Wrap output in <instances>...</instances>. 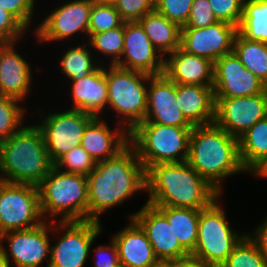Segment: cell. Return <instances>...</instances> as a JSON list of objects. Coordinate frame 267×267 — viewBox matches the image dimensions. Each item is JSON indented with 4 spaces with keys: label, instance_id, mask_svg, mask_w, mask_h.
<instances>
[{
    "label": "cell",
    "instance_id": "50",
    "mask_svg": "<svg viewBox=\"0 0 267 267\" xmlns=\"http://www.w3.org/2000/svg\"><path fill=\"white\" fill-rule=\"evenodd\" d=\"M7 43L0 41V50L6 45Z\"/></svg>",
    "mask_w": 267,
    "mask_h": 267
},
{
    "label": "cell",
    "instance_id": "12",
    "mask_svg": "<svg viewBox=\"0 0 267 267\" xmlns=\"http://www.w3.org/2000/svg\"><path fill=\"white\" fill-rule=\"evenodd\" d=\"M52 230V222L45 220L35 227L16 231H9L0 235V250L5 257L15 264V267H40L42 262H50L49 231ZM3 240H7L9 250L3 246ZM10 251V252H9Z\"/></svg>",
    "mask_w": 267,
    "mask_h": 267
},
{
    "label": "cell",
    "instance_id": "48",
    "mask_svg": "<svg viewBox=\"0 0 267 267\" xmlns=\"http://www.w3.org/2000/svg\"><path fill=\"white\" fill-rule=\"evenodd\" d=\"M92 1L100 4H114L116 0H92Z\"/></svg>",
    "mask_w": 267,
    "mask_h": 267
},
{
    "label": "cell",
    "instance_id": "30",
    "mask_svg": "<svg viewBox=\"0 0 267 267\" xmlns=\"http://www.w3.org/2000/svg\"><path fill=\"white\" fill-rule=\"evenodd\" d=\"M238 32L244 38L267 44V0H244Z\"/></svg>",
    "mask_w": 267,
    "mask_h": 267
},
{
    "label": "cell",
    "instance_id": "51",
    "mask_svg": "<svg viewBox=\"0 0 267 267\" xmlns=\"http://www.w3.org/2000/svg\"><path fill=\"white\" fill-rule=\"evenodd\" d=\"M115 267H127V266L123 265L122 263H119Z\"/></svg>",
    "mask_w": 267,
    "mask_h": 267
},
{
    "label": "cell",
    "instance_id": "14",
    "mask_svg": "<svg viewBox=\"0 0 267 267\" xmlns=\"http://www.w3.org/2000/svg\"><path fill=\"white\" fill-rule=\"evenodd\" d=\"M213 89L215 98L267 93V85L241 63L234 51L214 62Z\"/></svg>",
    "mask_w": 267,
    "mask_h": 267
},
{
    "label": "cell",
    "instance_id": "13",
    "mask_svg": "<svg viewBox=\"0 0 267 267\" xmlns=\"http://www.w3.org/2000/svg\"><path fill=\"white\" fill-rule=\"evenodd\" d=\"M214 123L239 138L256 122L267 117V93L245 97L215 98Z\"/></svg>",
    "mask_w": 267,
    "mask_h": 267
},
{
    "label": "cell",
    "instance_id": "9",
    "mask_svg": "<svg viewBox=\"0 0 267 267\" xmlns=\"http://www.w3.org/2000/svg\"><path fill=\"white\" fill-rule=\"evenodd\" d=\"M43 221L38 186L0 180V235L29 229Z\"/></svg>",
    "mask_w": 267,
    "mask_h": 267
},
{
    "label": "cell",
    "instance_id": "10",
    "mask_svg": "<svg viewBox=\"0 0 267 267\" xmlns=\"http://www.w3.org/2000/svg\"><path fill=\"white\" fill-rule=\"evenodd\" d=\"M56 223L52 221L53 232L61 228L66 232L51 245L48 267H83L95 238L103 231L101 223L90 220Z\"/></svg>",
    "mask_w": 267,
    "mask_h": 267
},
{
    "label": "cell",
    "instance_id": "47",
    "mask_svg": "<svg viewBox=\"0 0 267 267\" xmlns=\"http://www.w3.org/2000/svg\"><path fill=\"white\" fill-rule=\"evenodd\" d=\"M11 264L0 250V267H10Z\"/></svg>",
    "mask_w": 267,
    "mask_h": 267
},
{
    "label": "cell",
    "instance_id": "20",
    "mask_svg": "<svg viewBox=\"0 0 267 267\" xmlns=\"http://www.w3.org/2000/svg\"><path fill=\"white\" fill-rule=\"evenodd\" d=\"M164 59V74L176 84L213 86L214 62L180 47Z\"/></svg>",
    "mask_w": 267,
    "mask_h": 267
},
{
    "label": "cell",
    "instance_id": "7",
    "mask_svg": "<svg viewBox=\"0 0 267 267\" xmlns=\"http://www.w3.org/2000/svg\"><path fill=\"white\" fill-rule=\"evenodd\" d=\"M104 73L108 86L107 105L121 117L118 125L126 123L124 127L130 133L146 117L150 75L116 65L104 67Z\"/></svg>",
    "mask_w": 267,
    "mask_h": 267
},
{
    "label": "cell",
    "instance_id": "4",
    "mask_svg": "<svg viewBox=\"0 0 267 267\" xmlns=\"http://www.w3.org/2000/svg\"><path fill=\"white\" fill-rule=\"evenodd\" d=\"M53 166L36 124L24 126L0 141L1 181L38 186Z\"/></svg>",
    "mask_w": 267,
    "mask_h": 267
},
{
    "label": "cell",
    "instance_id": "5",
    "mask_svg": "<svg viewBox=\"0 0 267 267\" xmlns=\"http://www.w3.org/2000/svg\"><path fill=\"white\" fill-rule=\"evenodd\" d=\"M40 211L44 220L61 214L59 221H88L87 176L63 172L53 166L38 185ZM48 215L47 217H45Z\"/></svg>",
    "mask_w": 267,
    "mask_h": 267
},
{
    "label": "cell",
    "instance_id": "26",
    "mask_svg": "<svg viewBox=\"0 0 267 267\" xmlns=\"http://www.w3.org/2000/svg\"><path fill=\"white\" fill-rule=\"evenodd\" d=\"M139 22L153 46L164 58L180 47L181 28L156 10L147 13Z\"/></svg>",
    "mask_w": 267,
    "mask_h": 267
},
{
    "label": "cell",
    "instance_id": "6",
    "mask_svg": "<svg viewBox=\"0 0 267 267\" xmlns=\"http://www.w3.org/2000/svg\"><path fill=\"white\" fill-rule=\"evenodd\" d=\"M192 128L139 123L129 133V143L147 172L157 164L186 162Z\"/></svg>",
    "mask_w": 267,
    "mask_h": 267
},
{
    "label": "cell",
    "instance_id": "38",
    "mask_svg": "<svg viewBox=\"0 0 267 267\" xmlns=\"http://www.w3.org/2000/svg\"><path fill=\"white\" fill-rule=\"evenodd\" d=\"M218 22L239 26L243 15L244 0H208Z\"/></svg>",
    "mask_w": 267,
    "mask_h": 267
},
{
    "label": "cell",
    "instance_id": "40",
    "mask_svg": "<svg viewBox=\"0 0 267 267\" xmlns=\"http://www.w3.org/2000/svg\"><path fill=\"white\" fill-rule=\"evenodd\" d=\"M217 22L208 0H193L190 16L182 28H204Z\"/></svg>",
    "mask_w": 267,
    "mask_h": 267
},
{
    "label": "cell",
    "instance_id": "8",
    "mask_svg": "<svg viewBox=\"0 0 267 267\" xmlns=\"http://www.w3.org/2000/svg\"><path fill=\"white\" fill-rule=\"evenodd\" d=\"M216 198L209 206L201 209L198 222V240L191 255L220 267L234 247L246 235L235 233L229 226L226 212ZM218 201V202H217Z\"/></svg>",
    "mask_w": 267,
    "mask_h": 267
},
{
    "label": "cell",
    "instance_id": "22",
    "mask_svg": "<svg viewBox=\"0 0 267 267\" xmlns=\"http://www.w3.org/2000/svg\"><path fill=\"white\" fill-rule=\"evenodd\" d=\"M16 43H7L0 50V95L25 100L31 88V66L14 50Z\"/></svg>",
    "mask_w": 267,
    "mask_h": 267
},
{
    "label": "cell",
    "instance_id": "31",
    "mask_svg": "<svg viewBox=\"0 0 267 267\" xmlns=\"http://www.w3.org/2000/svg\"><path fill=\"white\" fill-rule=\"evenodd\" d=\"M90 52L84 43L66 50L60 61L62 73L70 80H79L95 71L101 63L96 65Z\"/></svg>",
    "mask_w": 267,
    "mask_h": 267
},
{
    "label": "cell",
    "instance_id": "2",
    "mask_svg": "<svg viewBox=\"0 0 267 267\" xmlns=\"http://www.w3.org/2000/svg\"><path fill=\"white\" fill-rule=\"evenodd\" d=\"M147 203L154 207L201 210L221 193L187 162L157 164L146 172Z\"/></svg>",
    "mask_w": 267,
    "mask_h": 267
},
{
    "label": "cell",
    "instance_id": "1",
    "mask_svg": "<svg viewBox=\"0 0 267 267\" xmlns=\"http://www.w3.org/2000/svg\"><path fill=\"white\" fill-rule=\"evenodd\" d=\"M87 183L88 221L100 222L103 211L147 190L146 170L129 143L116 156L97 162Z\"/></svg>",
    "mask_w": 267,
    "mask_h": 267
},
{
    "label": "cell",
    "instance_id": "46",
    "mask_svg": "<svg viewBox=\"0 0 267 267\" xmlns=\"http://www.w3.org/2000/svg\"><path fill=\"white\" fill-rule=\"evenodd\" d=\"M256 176L267 178V157L260 162L252 171Z\"/></svg>",
    "mask_w": 267,
    "mask_h": 267
},
{
    "label": "cell",
    "instance_id": "41",
    "mask_svg": "<svg viewBox=\"0 0 267 267\" xmlns=\"http://www.w3.org/2000/svg\"><path fill=\"white\" fill-rule=\"evenodd\" d=\"M27 29L9 12L0 8V41L17 43Z\"/></svg>",
    "mask_w": 267,
    "mask_h": 267
},
{
    "label": "cell",
    "instance_id": "35",
    "mask_svg": "<svg viewBox=\"0 0 267 267\" xmlns=\"http://www.w3.org/2000/svg\"><path fill=\"white\" fill-rule=\"evenodd\" d=\"M124 23L113 4L93 2L88 33H100L115 29Z\"/></svg>",
    "mask_w": 267,
    "mask_h": 267
},
{
    "label": "cell",
    "instance_id": "16",
    "mask_svg": "<svg viewBox=\"0 0 267 267\" xmlns=\"http://www.w3.org/2000/svg\"><path fill=\"white\" fill-rule=\"evenodd\" d=\"M237 33V26L225 22L204 28H181L180 48L186 53L215 62L233 51Z\"/></svg>",
    "mask_w": 267,
    "mask_h": 267
},
{
    "label": "cell",
    "instance_id": "3",
    "mask_svg": "<svg viewBox=\"0 0 267 267\" xmlns=\"http://www.w3.org/2000/svg\"><path fill=\"white\" fill-rule=\"evenodd\" d=\"M186 162L220 193L224 178L247 172L239 157L238 138L215 123L192 128Z\"/></svg>",
    "mask_w": 267,
    "mask_h": 267
},
{
    "label": "cell",
    "instance_id": "42",
    "mask_svg": "<svg viewBox=\"0 0 267 267\" xmlns=\"http://www.w3.org/2000/svg\"><path fill=\"white\" fill-rule=\"evenodd\" d=\"M35 0H0V8L11 13L27 30L31 24Z\"/></svg>",
    "mask_w": 267,
    "mask_h": 267
},
{
    "label": "cell",
    "instance_id": "49",
    "mask_svg": "<svg viewBox=\"0 0 267 267\" xmlns=\"http://www.w3.org/2000/svg\"><path fill=\"white\" fill-rule=\"evenodd\" d=\"M154 267H171L167 262H160Z\"/></svg>",
    "mask_w": 267,
    "mask_h": 267
},
{
    "label": "cell",
    "instance_id": "21",
    "mask_svg": "<svg viewBox=\"0 0 267 267\" xmlns=\"http://www.w3.org/2000/svg\"><path fill=\"white\" fill-rule=\"evenodd\" d=\"M101 117H94L86 126L80 145L97 163L116 156L129 144V132L119 125L111 130Z\"/></svg>",
    "mask_w": 267,
    "mask_h": 267
},
{
    "label": "cell",
    "instance_id": "28",
    "mask_svg": "<svg viewBox=\"0 0 267 267\" xmlns=\"http://www.w3.org/2000/svg\"><path fill=\"white\" fill-rule=\"evenodd\" d=\"M238 145L242 166L251 172L267 157V117L256 122L240 136Z\"/></svg>",
    "mask_w": 267,
    "mask_h": 267
},
{
    "label": "cell",
    "instance_id": "32",
    "mask_svg": "<svg viewBox=\"0 0 267 267\" xmlns=\"http://www.w3.org/2000/svg\"><path fill=\"white\" fill-rule=\"evenodd\" d=\"M88 45L103 55L111 56V64L116 65L122 56L124 47V23L100 33H88Z\"/></svg>",
    "mask_w": 267,
    "mask_h": 267
},
{
    "label": "cell",
    "instance_id": "34",
    "mask_svg": "<svg viewBox=\"0 0 267 267\" xmlns=\"http://www.w3.org/2000/svg\"><path fill=\"white\" fill-rule=\"evenodd\" d=\"M20 100L0 95V141L10 138L23 126L24 110L19 106Z\"/></svg>",
    "mask_w": 267,
    "mask_h": 267
},
{
    "label": "cell",
    "instance_id": "45",
    "mask_svg": "<svg viewBox=\"0 0 267 267\" xmlns=\"http://www.w3.org/2000/svg\"><path fill=\"white\" fill-rule=\"evenodd\" d=\"M167 263L171 267H215L191 254L183 258L168 261Z\"/></svg>",
    "mask_w": 267,
    "mask_h": 267
},
{
    "label": "cell",
    "instance_id": "19",
    "mask_svg": "<svg viewBox=\"0 0 267 267\" xmlns=\"http://www.w3.org/2000/svg\"><path fill=\"white\" fill-rule=\"evenodd\" d=\"M142 123L194 127L183 115L176 100V83L164 73L150 75L147 89L146 117Z\"/></svg>",
    "mask_w": 267,
    "mask_h": 267
},
{
    "label": "cell",
    "instance_id": "37",
    "mask_svg": "<svg viewBox=\"0 0 267 267\" xmlns=\"http://www.w3.org/2000/svg\"><path fill=\"white\" fill-rule=\"evenodd\" d=\"M192 3L193 0H155V10L182 28L190 16Z\"/></svg>",
    "mask_w": 267,
    "mask_h": 267
},
{
    "label": "cell",
    "instance_id": "17",
    "mask_svg": "<svg viewBox=\"0 0 267 267\" xmlns=\"http://www.w3.org/2000/svg\"><path fill=\"white\" fill-rule=\"evenodd\" d=\"M164 57L153 46L139 21L124 22V47L116 66L148 75L164 72Z\"/></svg>",
    "mask_w": 267,
    "mask_h": 267
},
{
    "label": "cell",
    "instance_id": "11",
    "mask_svg": "<svg viewBox=\"0 0 267 267\" xmlns=\"http://www.w3.org/2000/svg\"><path fill=\"white\" fill-rule=\"evenodd\" d=\"M94 116L77 109L46 115L41 124L36 126L41 130L47 153L53 164L63 155L78 147L84 130Z\"/></svg>",
    "mask_w": 267,
    "mask_h": 267
},
{
    "label": "cell",
    "instance_id": "18",
    "mask_svg": "<svg viewBox=\"0 0 267 267\" xmlns=\"http://www.w3.org/2000/svg\"><path fill=\"white\" fill-rule=\"evenodd\" d=\"M140 211L129 214L145 231L156 257L160 262H168L190 255L174 235L167 218L154 206L147 202Z\"/></svg>",
    "mask_w": 267,
    "mask_h": 267
},
{
    "label": "cell",
    "instance_id": "23",
    "mask_svg": "<svg viewBox=\"0 0 267 267\" xmlns=\"http://www.w3.org/2000/svg\"><path fill=\"white\" fill-rule=\"evenodd\" d=\"M112 238L116 243L119 262L127 267H154L160 263L145 231L134 220Z\"/></svg>",
    "mask_w": 267,
    "mask_h": 267
},
{
    "label": "cell",
    "instance_id": "15",
    "mask_svg": "<svg viewBox=\"0 0 267 267\" xmlns=\"http://www.w3.org/2000/svg\"><path fill=\"white\" fill-rule=\"evenodd\" d=\"M92 0H72L55 8L36 27L35 35L40 43L70 39L83 32L88 37V26L92 9Z\"/></svg>",
    "mask_w": 267,
    "mask_h": 267
},
{
    "label": "cell",
    "instance_id": "29",
    "mask_svg": "<svg viewBox=\"0 0 267 267\" xmlns=\"http://www.w3.org/2000/svg\"><path fill=\"white\" fill-rule=\"evenodd\" d=\"M233 51L241 63L267 85V44L244 38L238 32Z\"/></svg>",
    "mask_w": 267,
    "mask_h": 267
},
{
    "label": "cell",
    "instance_id": "27",
    "mask_svg": "<svg viewBox=\"0 0 267 267\" xmlns=\"http://www.w3.org/2000/svg\"><path fill=\"white\" fill-rule=\"evenodd\" d=\"M168 220L180 245L192 254L198 240V222L201 210L179 207H156Z\"/></svg>",
    "mask_w": 267,
    "mask_h": 267
},
{
    "label": "cell",
    "instance_id": "43",
    "mask_svg": "<svg viewBox=\"0 0 267 267\" xmlns=\"http://www.w3.org/2000/svg\"><path fill=\"white\" fill-rule=\"evenodd\" d=\"M110 245H103L94 248L95 257H97L94 261L93 267H115L119 264V255L116 243L113 239H111Z\"/></svg>",
    "mask_w": 267,
    "mask_h": 267
},
{
    "label": "cell",
    "instance_id": "36",
    "mask_svg": "<svg viewBox=\"0 0 267 267\" xmlns=\"http://www.w3.org/2000/svg\"><path fill=\"white\" fill-rule=\"evenodd\" d=\"M96 162L81 145L63 155L54 166L63 172L88 176L95 168ZM64 170H63V169Z\"/></svg>",
    "mask_w": 267,
    "mask_h": 267
},
{
    "label": "cell",
    "instance_id": "44",
    "mask_svg": "<svg viewBox=\"0 0 267 267\" xmlns=\"http://www.w3.org/2000/svg\"><path fill=\"white\" fill-rule=\"evenodd\" d=\"M255 230L254 235L249 233L248 236L256 243L262 255L267 259V217Z\"/></svg>",
    "mask_w": 267,
    "mask_h": 267
},
{
    "label": "cell",
    "instance_id": "25",
    "mask_svg": "<svg viewBox=\"0 0 267 267\" xmlns=\"http://www.w3.org/2000/svg\"><path fill=\"white\" fill-rule=\"evenodd\" d=\"M104 66L100 65L95 71L72 81L71 98L73 106L94 117H100L101 111L107 106L108 86L104 73Z\"/></svg>",
    "mask_w": 267,
    "mask_h": 267
},
{
    "label": "cell",
    "instance_id": "39",
    "mask_svg": "<svg viewBox=\"0 0 267 267\" xmlns=\"http://www.w3.org/2000/svg\"><path fill=\"white\" fill-rule=\"evenodd\" d=\"M113 5L124 22L139 21L155 10V0H116Z\"/></svg>",
    "mask_w": 267,
    "mask_h": 267
},
{
    "label": "cell",
    "instance_id": "33",
    "mask_svg": "<svg viewBox=\"0 0 267 267\" xmlns=\"http://www.w3.org/2000/svg\"><path fill=\"white\" fill-rule=\"evenodd\" d=\"M220 267H267V259L246 234Z\"/></svg>",
    "mask_w": 267,
    "mask_h": 267
},
{
    "label": "cell",
    "instance_id": "24",
    "mask_svg": "<svg viewBox=\"0 0 267 267\" xmlns=\"http://www.w3.org/2000/svg\"><path fill=\"white\" fill-rule=\"evenodd\" d=\"M176 100L193 126L214 123L216 101L213 86L176 84Z\"/></svg>",
    "mask_w": 267,
    "mask_h": 267
}]
</instances>
